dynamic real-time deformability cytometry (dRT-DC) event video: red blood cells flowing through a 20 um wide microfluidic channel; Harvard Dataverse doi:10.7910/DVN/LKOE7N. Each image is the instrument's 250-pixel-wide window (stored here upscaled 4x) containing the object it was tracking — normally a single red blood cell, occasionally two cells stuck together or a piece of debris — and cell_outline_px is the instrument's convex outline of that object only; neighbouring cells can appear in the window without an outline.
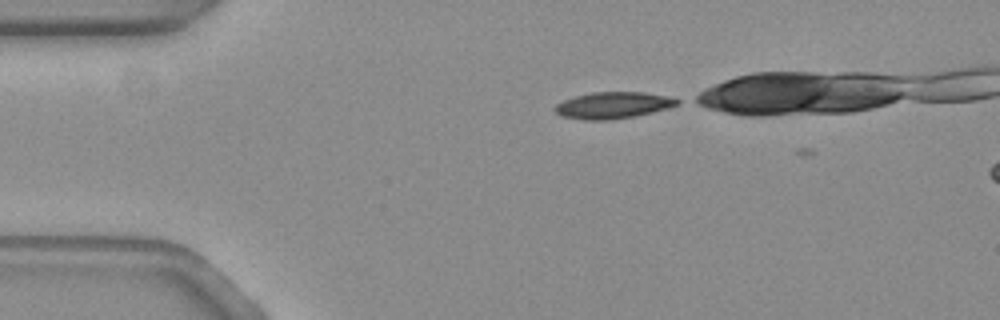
{"species": "common noctule bat (a hibernating species)", "species_latin": "Nyctalus noctula", "temperature_condition": "warm", "stored_images_in_passage": 6, "camera_frame_rate_fps": 3000, "um_per_image_px": 0.085, "animal": {"sex": "female", "body_mass_g": 19.3, "forearm_length_mm": 54.1}, "frame": {"image": 1, "passage_image": 1, "time_ms": 0.0, "image_size_px": [1000, 320], "cell_outline_px": [[680, 104], [668, 108], [636, 116], [612, 120], [584, 120], [560, 116], [552, 108], [556, 104], [564, 100], [576, 96], [592, 92], [644, 92], [668, 96], [680, 100]], "centroid_in_image_um": [52.1, 8.95], "position_along_channel_um": 32.9, "area_um2": 19.07}}